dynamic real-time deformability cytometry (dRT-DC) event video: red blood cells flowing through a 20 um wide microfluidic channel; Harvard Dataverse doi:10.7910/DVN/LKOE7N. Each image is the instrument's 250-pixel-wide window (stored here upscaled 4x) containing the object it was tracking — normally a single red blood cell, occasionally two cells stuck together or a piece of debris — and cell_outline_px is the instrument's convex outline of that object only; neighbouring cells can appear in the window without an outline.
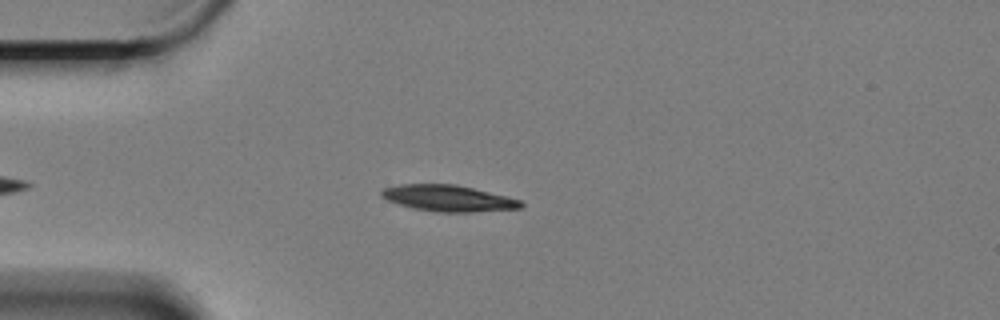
{"species": "Egyptian fruit bat (a non-hibernating species)", "species_latin": "Rousettus aegyptiacus", "temperature_condition": "cold", "stored_images_in_passage": 48, "camera_frame_rate_fps": 3000, "um_per_image_px": 0.085, "animal": {"sex": "female"}, "frame": {"image": 1, "passage_image": 7, "time_ms": 2.0, "image_size_px": [1000, 320], "cell_outline_px": [[524, 204], [520, 208], [472, 212], [440, 212], [412, 208], [388, 200], [380, 196], [380, 192], [384, 188], [400, 184], [456, 184], [520, 200]], "centroid_in_image_um": [38.06, 16.85], "position_along_channel_um": 46.9, "area_um2": 21.04}}
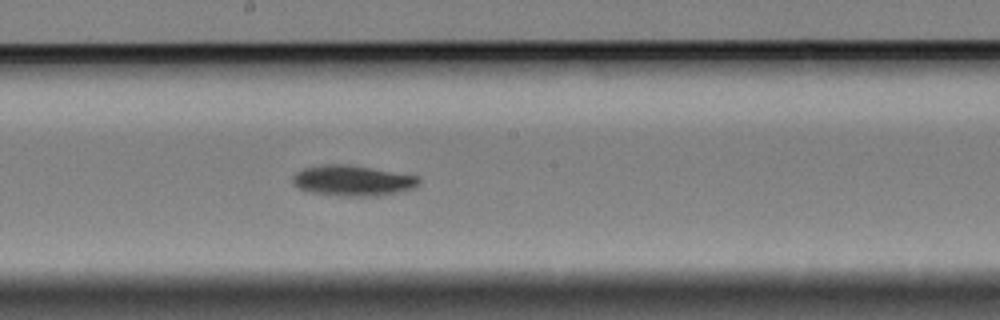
{"frame": {"image": 2, "passage_image": 24, "time_ms": 7.667, "image_size_px": [1000, 320], "cell_outline_px": [[420, 184], [416, 188], [380, 196], [344, 196], [308, 192], [292, 184], [292, 176], [296, 172], [304, 168], [320, 164], [348, 164], [420, 176]], "centroid_in_image_um": [29.99, 15.35], "position_along_channel_um": 218.2, "area_um2": 22.83}}
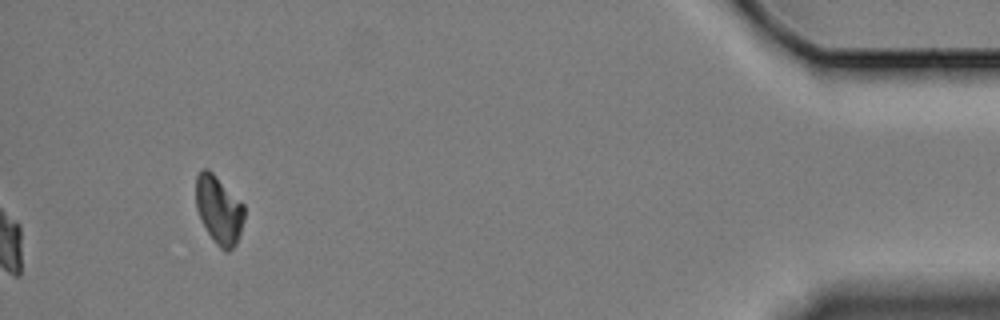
{"frame": {"image": 3, "passage_image": 48, "time_ms": 15.667, "image_size_px": [1000, 320], "cell_outline_px": [[244, 220], [236, 244], [228, 252], [224, 252], [216, 244], [208, 232], [196, 208], [196, 176], [204, 168], [208, 168], [244, 204]], "centroid_in_image_um": [18.61, 17.84], "position_along_channel_um": 416.6, "area_um2": 19.02}, "authors_computed_cell_mechanics": {"area_um2": 21.8195, "velocity_mm_per_s": 3.2972, "shape_relaxation_time_tau1_ms": 2.2951, "shape_relaxation_time_tau2_ms": null, "deformation_change_tau1": 0.1016, "deformation_change_tau2": null}}